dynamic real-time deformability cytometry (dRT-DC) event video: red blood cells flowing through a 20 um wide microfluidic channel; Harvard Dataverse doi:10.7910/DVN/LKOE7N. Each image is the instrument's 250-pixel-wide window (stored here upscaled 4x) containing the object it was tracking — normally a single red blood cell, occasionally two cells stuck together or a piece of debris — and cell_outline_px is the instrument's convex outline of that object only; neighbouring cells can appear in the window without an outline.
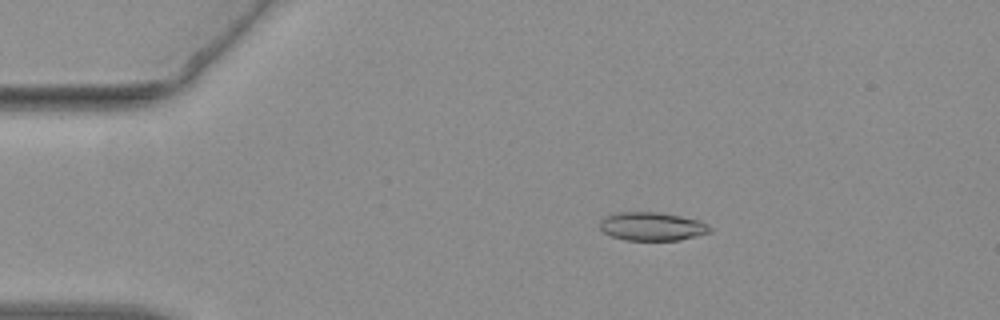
{"species": "common noctule bat (a hibernating species)", "species_latin": "Nyctalus noctula", "temperature_condition": "warm", "stored_images_in_passage": 55, "camera_frame_rate_fps": 3000, "um_per_image_px": 0.085, "animal": {"sex": "female", "body_mass_g": 19.3, "forearm_length_mm": 54.1}, "frame": {"image": 1, "passage_image": 11, "time_ms": 3.333, "image_size_px": [1000, 320], "cell_outline_px": [[712, 232], [680, 240], [624, 240], [612, 236], [604, 232], [600, 228], [600, 220], [604, 216], [616, 212], [656, 212], [680, 216], [700, 220], [708, 224], [712, 228]], "centroid_in_image_um": [55.43, 19.24], "position_along_channel_um": 29.6, "area_um2": 18.38}}
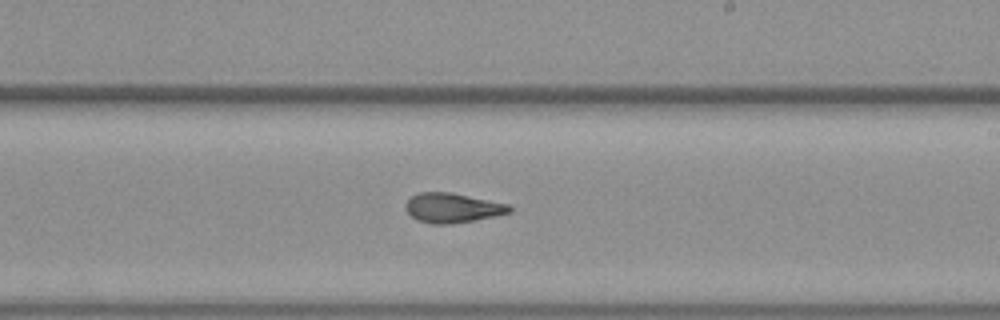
{"frame": {"image": 2, "passage_image": 33, "time_ms": 10.667, "image_size_px": [1000, 320], "cell_outline_px": [[512, 212], [452, 224], [432, 224], [416, 220], [404, 208], [404, 204], [412, 196], [420, 192], [452, 192], [508, 204], [512, 208]], "centroid_in_image_um": [38.43, 17.66], "position_along_channel_um": 250.6, "area_um2": 17.86}}
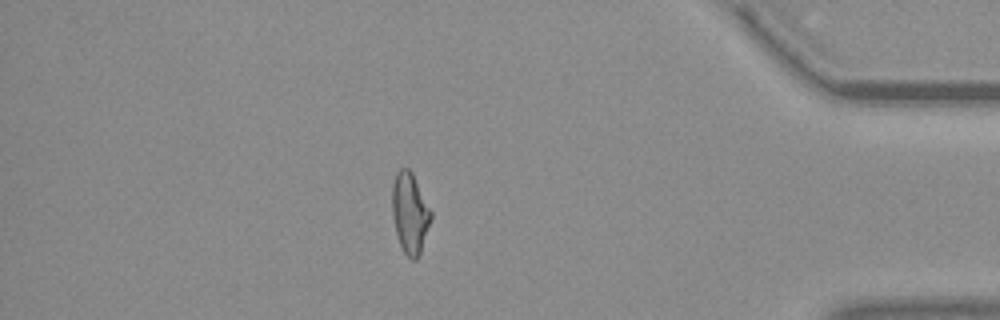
{"frame": {"image": 3, "passage_image": 48, "time_ms": 15.667, "image_size_px": [1000, 320], "cell_outline_px": [[432, 216], [420, 252], [416, 260], [412, 260], [404, 252], [400, 244], [396, 232], [392, 212], [392, 188], [396, 172], [400, 168], [408, 168], [412, 172], [432, 212]], "centroid_in_image_um": [34.84, 18.08], "position_along_channel_um": 400.4, "area_um2": 17.98}, "authors_computed_cell_mechanics": {"area_um2": 18.207, "velocity_mm_per_s": 3.7922, "shape_relaxation_time_tau1_ms": null, "shape_relaxation_time_tau2_ms": 4.1866, "deformation_change_tau1": null, "deformation_change_tau2": 0.1446}}